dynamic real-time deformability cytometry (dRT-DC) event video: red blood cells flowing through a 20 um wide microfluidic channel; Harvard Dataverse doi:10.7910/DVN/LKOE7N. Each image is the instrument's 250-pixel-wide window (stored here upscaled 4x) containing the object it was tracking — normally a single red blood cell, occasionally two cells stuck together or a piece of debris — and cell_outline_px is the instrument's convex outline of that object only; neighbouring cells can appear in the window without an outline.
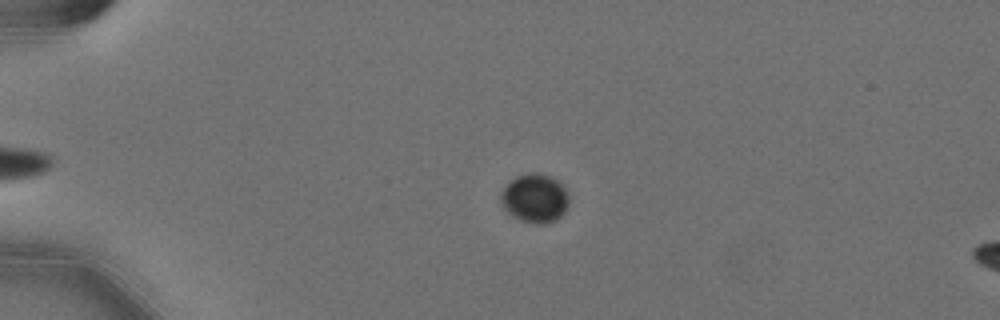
{"species": "Egyptian fruit bat (a non-hibernating species)", "species_latin": "Rousettus aegyptiacus", "temperature_condition": "cold", "stored_images_in_passage": 57, "camera_frame_rate_fps": 3000, "um_per_image_px": 0.085, "animal": {"sex": "female"}, "frame": {"image": 1, "passage_image": 14, "time_ms": 4.333, "image_size_px": [1000, 320], "cell_outline_px": [[568, 204], [564, 212], [556, 220], [544, 224], [536, 224], [520, 220], [512, 216], [504, 208], [500, 200], [500, 196], [504, 188], [516, 176], [532, 172], [540, 172], [552, 176], [568, 192]], "centroid_in_image_um": [45.47, 16.85], "position_along_channel_um": 39.5, "area_um2": 19.36}}
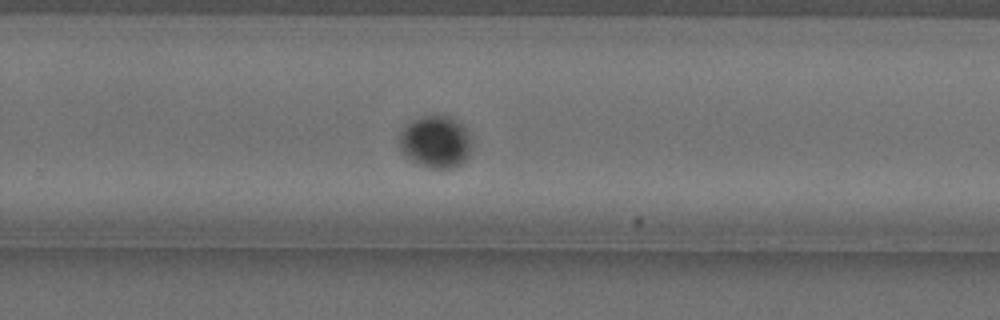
{"frame": {"image": 2, "passage_image": 39, "time_ms": 12.667, "image_size_px": [1000, 320], "cell_outline_px": [[468, 156], [460, 164], [452, 168], [432, 168], [420, 164], [404, 156], [400, 148], [400, 132], [412, 120], [420, 116], [448, 116], [460, 124], [468, 132]], "centroid_in_image_um": [36.97, 12.06], "position_along_channel_um": 292.8, "area_um2": 21.39}}
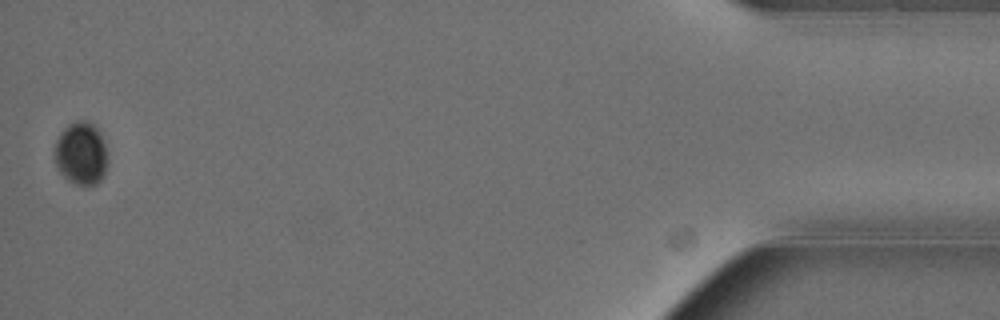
{"frame": {"image": 3, "passage_image": 57, "time_ms": 18.667, "image_size_px": [1000, 320], "cell_outline_px": [[108, 160], [104, 176], [96, 184], [76, 184], [68, 180], [60, 172], [56, 164], [56, 140], [60, 132], [68, 124], [76, 120], [88, 120], [96, 124], [104, 140]], "centroid_in_image_um": [6.93, 13.0], "position_along_channel_um": 428.3, "area_um2": 19.59}}